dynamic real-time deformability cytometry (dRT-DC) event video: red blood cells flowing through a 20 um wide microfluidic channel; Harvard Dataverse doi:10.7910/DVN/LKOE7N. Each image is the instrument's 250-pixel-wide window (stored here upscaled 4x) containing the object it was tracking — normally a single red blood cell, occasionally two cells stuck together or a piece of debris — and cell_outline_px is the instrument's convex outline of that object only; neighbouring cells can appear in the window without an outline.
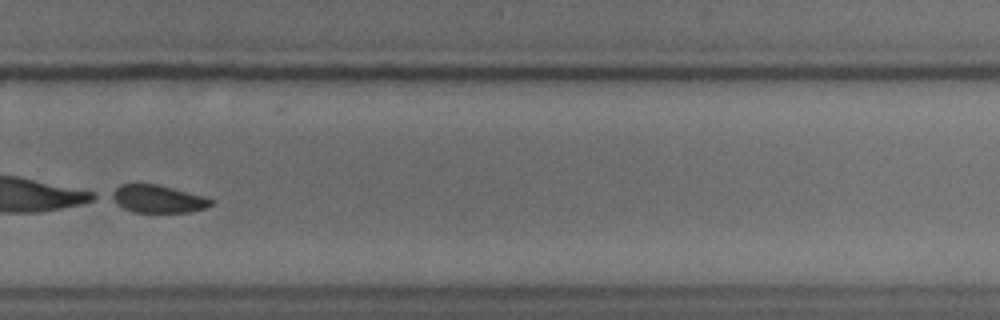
{"species": "common noctule bat (a hibernating species)", "species_latin": "Nyctalus noctula", "temperature_condition": "cold", "stored_images_in_passage": 52, "camera_frame_rate_fps": 3000, "um_per_image_px": 0.085, "animal": {"sex": "male", "body_mass_g": 18.8}, "frame": {"image": 1, "passage_image": 37, "time_ms": 12.0, "image_size_px": [1000, 320], "cell_outline_px": [[212, 204], [204, 208], [192, 212], [132, 212], [124, 208], [108, 196], [108, 192], [120, 184], [156, 184], [208, 196], [212, 200]], "centroid_in_image_um": [13.39, 16.89], "position_along_channel_um": 316.4, "area_um2": 16.24}}